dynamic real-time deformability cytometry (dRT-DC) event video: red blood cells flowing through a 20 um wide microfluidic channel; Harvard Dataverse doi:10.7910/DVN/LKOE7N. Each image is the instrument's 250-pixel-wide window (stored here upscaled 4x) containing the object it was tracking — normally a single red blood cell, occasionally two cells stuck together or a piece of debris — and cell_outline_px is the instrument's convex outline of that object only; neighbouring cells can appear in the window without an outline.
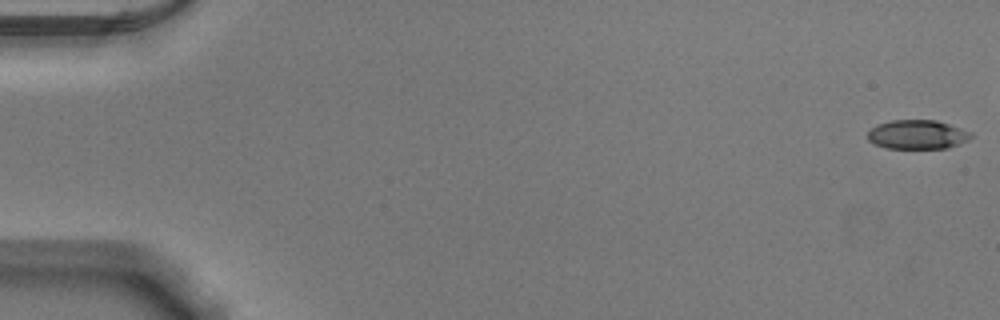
{"species": "Egyptian fruit bat (a non-hibernating species)", "species_latin": "Rousettus aegyptiacus", "temperature_condition": "warm", "stored_images_in_passage": 47, "camera_frame_rate_fps": 3000, "um_per_image_px": 0.085, "animal": {"sex": "male"}, "frame": {"image": 1, "passage_image": 1, "time_ms": 0.0, "image_size_px": [1000, 320], "cell_outline_px": [[972, 136], [968, 140], [948, 148], [888, 148], [876, 144], [868, 140], [868, 132], [876, 124], [892, 120], [936, 120], [972, 132]], "centroid_in_image_um": [77.98, 11.43], "position_along_channel_um": 7.0, "area_um2": 17.4}}
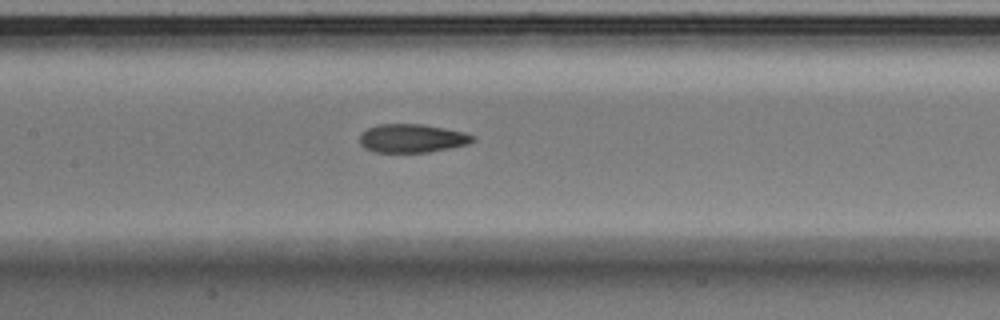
{"frame": {"image": 2, "passage_image": 26, "time_ms": 8.333, "image_size_px": [1000, 320], "cell_outline_px": [[476, 140], [468, 144], [452, 148], [428, 152], [376, 152], [364, 148], [360, 144], [360, 136], [368, 128], [376, 124], [420, 124], [444, 128], [464, 132], [476, 136]], "centroid_in_image_um": [35.06, 11.76], "position_along_channel_um": 172.3, "area_um2": 18.84}}
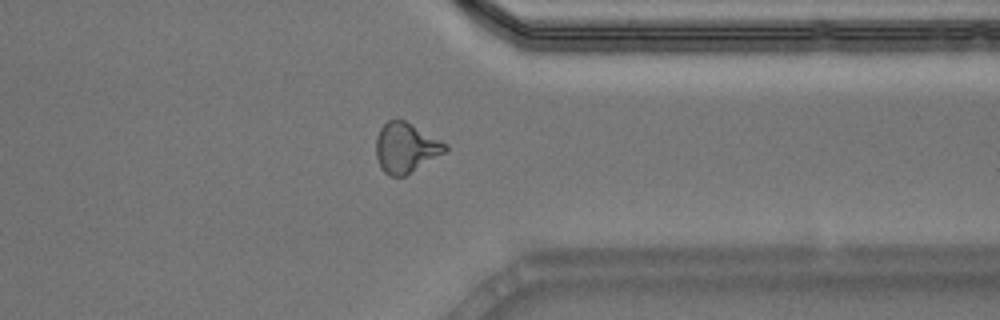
{"frame": {"image": 3, "passage_image": 42, "time_ms": 13.667, "image_size_px": [1000, 320], "cell_outline_px": [[448, 148], [444, 152], [404, 176], [388, 176], [380, 168], [376, 156], [376, 136], [380, 128], [388, 120], [404, 120], [448, 144]], "centroid_in_image_um": [34.45, 12.56], "position_along_channel_um": 376.9, "area_um2": 19.88}}